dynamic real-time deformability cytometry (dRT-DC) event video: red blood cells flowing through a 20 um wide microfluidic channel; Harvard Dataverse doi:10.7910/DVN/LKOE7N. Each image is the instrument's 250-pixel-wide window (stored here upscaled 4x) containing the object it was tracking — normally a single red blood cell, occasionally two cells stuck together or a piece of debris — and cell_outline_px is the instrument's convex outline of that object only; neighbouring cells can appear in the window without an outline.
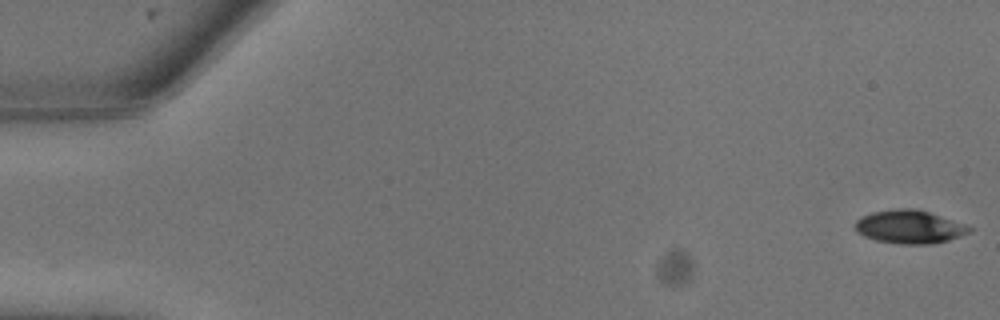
{"species": "common noctule bat (a hibernating species)", "species_latin": "Nyctalus noctula", "temperature_condition": "warm", "stored_images_in_passage": 8, "camera_frame_rate_fps": 3000, "um_per_image_px": 0.085, "animal": {"sex": "male", "body_mass_g": 13.3}, "frame": {"image": 1, "passage_image": 1, "time_ms": 0.0, "image_size_px": [1000, 320], "cell_outline_px": [[972, 228], [968, 232], [960, 236], [948, 240], [932, 244], [900, 244], [876, 240], [864, 236], [856, 232], [856, 220], [860, 216], [872, 212], [896, 208], [916, 208], [964, 224]], "centroid_in_image_um": [77.26, 19.28], "position_along_channel_um": 7.7, "area_um2": 22.02}}
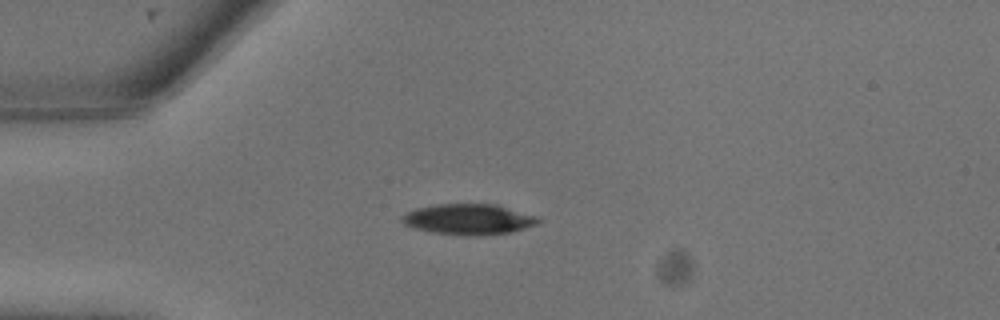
{"frame": {"image": 2, "passage_image": 7, "time_ms": 2.0, "image_size_px": [1000, 320], "cell_outline_px": [[540, 220], [536, 224], [512, 232], [476, 236], [432, 232], [416, 228], [404, 224], [400, 220], [400, 216], [416, 208], [436, 204], [496, 204], [536, 216]], "centroid_in_image_um": [39.81, 18.63], "position_along_channel_um": 45.2, "area_um2": 24.1}}